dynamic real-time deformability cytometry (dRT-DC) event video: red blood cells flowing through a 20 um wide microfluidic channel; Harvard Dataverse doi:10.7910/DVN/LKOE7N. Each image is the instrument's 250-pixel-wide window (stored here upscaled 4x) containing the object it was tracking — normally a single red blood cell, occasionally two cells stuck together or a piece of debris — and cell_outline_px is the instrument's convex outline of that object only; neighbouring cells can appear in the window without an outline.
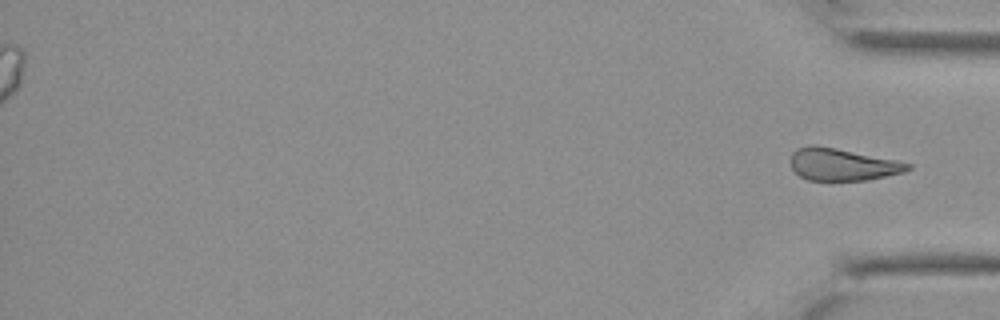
{"species": "Egyptian fruit bat (a non-hibernating species)", "species_latin": "Rousettus aegyptiacus", "temperature_condition": "cold", "stored_images_in_passage": 37, "segment_of_instrument_passage": [2, 2], "camera_frame_rate_fps": 3000, "um_per_image_px": 0.085, "animal": {"sex": "female"}, "frame": {"image": 1, "passage_image": 37, "time_ms": 12.0, "image_size_px": [1000, 320], "cell_outline_px": [[912, 168], [904, 172], [868, 180], [808, 180], [800, 176], [792, 168], [792, 152], [796, 148], [808, 144], [812, 144], [836, 148], [896, 160], [912, 164]], "centroid_in_image_um": [71.6, 13.97], "position_along_channel_um": 363.6, "area_um2": 21.91}}